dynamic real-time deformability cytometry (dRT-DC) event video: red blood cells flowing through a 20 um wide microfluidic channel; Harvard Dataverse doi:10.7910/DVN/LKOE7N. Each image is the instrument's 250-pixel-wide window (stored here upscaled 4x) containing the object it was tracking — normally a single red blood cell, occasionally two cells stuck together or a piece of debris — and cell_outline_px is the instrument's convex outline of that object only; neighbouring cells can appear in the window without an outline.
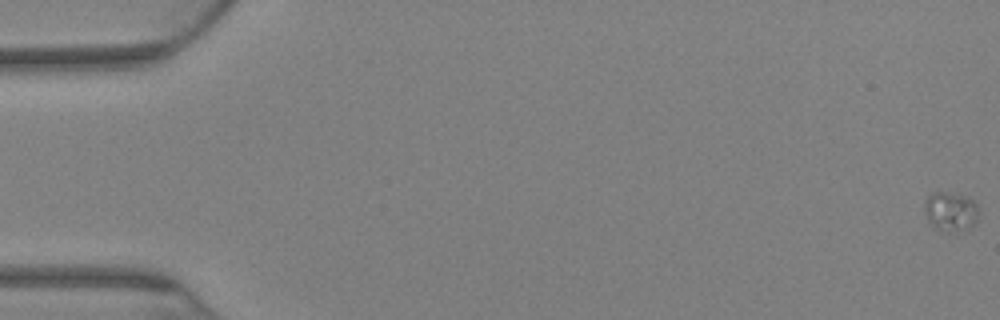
{"species": "Egyptian fruit bat (a non-hibernating species)", "species_latin": "Rousettus aegyptiacus", "temperature_condition": "warm", "stored_images_in_passage": 79, "camera_frame_rate_fps": 3000, "um_per_image_px": 0.085, "animal": {"sex": "female"}, "frame": {"image": 1, "passage_image": 1, "time_ms": 0.0, "image_size_px": [1000, 320], "cell_outline_px": [[980, 212], [976, 224], [956, 232], [948, 232], [936, 228], [928, 220], [924, 212], [924, 200], [932, 192], [944, 192], [968, 196], [976, 204]], "centroid_in_image_um": [80.82, 17.97], "position_along_channel_um": 4.2, "area_um2": 12.6}}